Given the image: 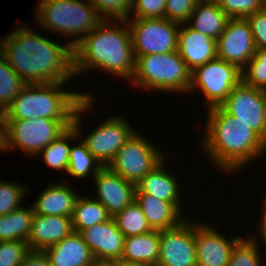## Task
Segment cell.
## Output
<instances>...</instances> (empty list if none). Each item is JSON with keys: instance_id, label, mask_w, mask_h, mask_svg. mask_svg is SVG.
Returning <instances> with one entry per match:
<instances>
[{"instance_id": "d6986e66", "label": "cell", "mask_w": 266, "mask_h": 266, "mask_svg": "<svg viewBox=\"0 0 266 266\" xmlns=\"http://www.w3.org/2000/svg\"><path fill=\"white\" fill-rule=\"evenodd\" d=\"M94 97H85L78 105L75 114L73 116L72 125L57 139L53 140L47 147L42 149L39 154L42 153L43 159L46 165L52 169L58 171L67 172L69 155H70V145L67 140L75 142V139H80V123L81 114L89 111L94 102Z\"/></svg>"}, {"instance_id": "3957f363", "label": "cell", "mask_w": 266, "mask_h": 266, "mask_svg": "<svg viewBox=\"0 0 266 266\" xmlns=\"http://www.w3.org/2000/svg\"><path fill=\"white\" fill-rule=\"evenodd\" d=\"M207 115L202 143L218 168L233 172L266 153V142L221 106L209 108Z\"/></svg>"}, {"instance_id": "83f0119b", "label": "cell", "mask_w": 266, "mask_h": 266, "mask_svg": "<svg viewBox=\"0 0 266 266\" xmlns=\"http://www.w3.org/2000/svg\"><path fill=\"white\" fill-rule=\"evenodd\" d=\"M111 216L106 208L95 198L78 196L72 215V227L74 232L80 233L82 230L93 225L108 221Z\"/></svg>"}, {"instance_id": "484cf974", "label": "cell", "mask_w": 266, "mask_h": 266, "mask_svg": "<svg viewBox=\"0 0 266 266\" xmlns=\"http://www.w3.org/2000/svg\"><path fill=\"white\" fill-rule=\"evenodd\" d=\"M229 17L219 7L216 0H199L189 18V26L215 40L223 33Z\"/></svg>"}, {"instance_id": "7402d4cb", "label": "cell", "mask_w": 266, "mask_h": 266, "mask_svg": "<svg viewBox=\"0 0 266 266\" xmlns=\"http://www.w3.org/2000/svg\"><path fill=\"white\" fill-rule=\"evenodd\" d=\"M165 162L166 157L138 182L135 193H145L171 202L181 212L179 183L175 176L164 168Z\"/></svg>"}, {"instance_id": "cb8c5ba5", "label": "cell", "mask_w": 266, "mask_h": 266, "mask_svg": "<svg viewBox=\"0 0 266 266\" xmlns=\"http://www.w3.org/2000/svg\"><path fill=\"white\" fill-rule=\"evenodd\" d=\"M135 201L143 211L153 230H165L177 227L185 218L171 203L145 193H135Z\"/></svg>"}, {"instance_id": "f546056e", "label": "cell", "mask_w": 266, "mask_h": 266, "mask_svg": "<svg viewBox=\"0 0 266 266\" xmlns=\"http://www.w3.org/2000/svg\"><path fill=\"white\" fill-rule=\"evenodd\" d=\"M25 85L0 53V116L10 107Z\"/></svg>"}, {"instance_id": "ba28073f", "label": "cell", "mask_w": 266, "mask_h": 266, "mask_svg": "<svg viewBox=\"0 0 266 266\" xmlns=\"http://www.w3.org/2000/svg\"><path fill=\"white\" fill-rule=\"evenodd\" d=\"M127 23L134 56L177 51L179 23L167 18H132Z\"/></svg>"}, {"instance_id": "4316f807", "label": "cell", "mask_w": 266, "mask_h": 266, "mask_svg": "<svg viewBox=\"0 0 266 266\" xmlns=\"http://www.w3.org/2000/svg\"><path fill=\"white\" fill-rule=\"evenodd\" d=\"M34 217L33 208H19L0 216V241H28Z\"/></svg>"}, {"instance_id": "4fadbf2b", "label": "cell", "mask_w": 266, "mask_h": 266, "mask_svg": "<svg viewBox=\"0 0 266 266\" xmlns=\"http://www.w3.org/2000/svg\"><path fill=\"white\" fill-rule=\"evenodd\" d=\"M125 118L115 116L105 119L87 137L83 138L88 151L106 167L113 160L117 151L130 139L135 130Z\"/></svg>"}, {"instance_id": "836d02e7", "label": "cell", "mask_w": 266, "mask_h": 266, "mask_svg": "<svg viewBox=\"0 0 266 266\" xmlns=\"http://www.w3.org/2000/svg\"><path fill=\"white\" fill-rule=\"evenodd\" d=\"M133 1L134 0H89L97 14L101 18L103 17V19L107 20H127Z\"/></svg>"}, {"instance_id": "277c9868", "label": "cell", "mask_w": 266, "mask_h": 266, "mask_svg": "<svg viewBox=\"0 0 266 266\" xmlns=\"http://www.w3.org/2000/svg\"><path fill=\"white\" fill-rule=\"evenodd\" d=\"M67 83L26 84L1 116V120H26L47 118L73 120L75 111L91 93L61 91Z\"/></svg>"}, {"instance_id": "4dcf8cb0", "label": "cell", "mask_w": 266, "mask_h": 266, "mask_svg": "<svg viewBox=\"0 0 266 266\" xmlns=\"http://www.w3.org/2000/svg\"><path fill=\"white\" fill-rule=\"evenodd\" d=\"M102 168L103 166L88 151L82 141H80L79 144L70 147L67 173L71 177L85 178L90 174V171L93 172L94 177Z\"/></svg>"}, {"instance_id": "44dd1931", "label": "cell", "mask_w": 266, "mask_h": 266, "mask_svg": "<svg viewBox=\"0 0 266 266\" xmlns=\"http://www.w3.org/2000/svg\"><path fill=\"white\" fill-rule=\"evenodd\" d=\"M51 266H95L91 250L78 232H72L53 246L44 250Z\"/></svg>"}, {"instance_id": "8fae6325", "label": "cell", "mask_w": 266, "mask_h": 266, "mask_svg": "<svg viewBox=\"0 0 266 266\" xmlns=\"http://www.w3.org/2000/svg\"><path fill=\"white\" fill-rule=\"evenodd\" d=\"M266 142V91L241 81L220 105Z\"/></svg>"}, {"instance_id": "1f68e13d", "label": "cell", "mask_w": 266, "mask_h": 266, "mask_svg": "<svg viewBox=\"0 0 266 266\" xmlns=\"http://www.w3.org/2000/svg\"><path fill=\"white\" fill-rule=\"evenodd\" d=\"M256 238L249 236L241 239L234 246L227 266H261Z\"/></svg>"}, {"instance_id": "2e32d148", "label": "cell", "mask_w": 266, "mask_h": 266, "mask_svg": "<svg viewBox=\"0 0 266 266\" xmlns=\"http://www.w3.org/2000/svg\"><path fill=\"white\" fill-rule=\"evenodd\" d=\"M241 239L235 236L227 240L209 224H195L197 266H227L234 246Z\"/></svg>"}, {"instance_id": "d6a6232c", "label": "cell", "mask_w": 266, "mask_h": 266, "mask_svg": "<svg viewBox=\"0 0 266 266\" xmlns=\"http://www.w3.org/2000/svg\"><path fill=\"white\" fill-rule=\"evenodd\" d=\"M242 81L266 91V49H256L254 56L242 70Z\"/></svg>"}, {"instance_id": "5bb4252c", "label": "cell", "mask_w": 266, "mask_h": 266, "mask_svg": "<svg viewBox=\"0 0 266 266\" xmlns=\"http://www.w3.org/2000/svg\"><path fill=\"white\" fill-rule=\"evenodd\" d=\"M217 58L243 70L254 56L256 47L250 23L246 18H230L216 40Z\"/></svg>"}, {"instance_id": "ac0fdd59", "label": "cell", "mask_w": 266, "mask_h": 266, "mask_svg": "<svg viewBox=\"0 0 266 266\" xmlns=\"http://www.w3.org/2000/svg\"><path fill=\"white\" fill-rule=\"evenodd\" d=\"M177 51L190 71L217 58L216 40L189 25L180 24Z\"/></svg>"}, {"instance_id": "6da1fadb", "label": "cell", "mask_w": 266, "mask_h": 266, "mask_svg": "<svg viewBox=\"0 0 266 266\" xmlns=\"http://www.w3.org/2000/svg\"><path fill=\"white\" fill-rule=\"evenodd\" d=\"M0 42V53L26 84L66 83L74 74V53L65 46L42 37L31 27H16Z\"/></svg>"}, {"instance_id": "d4e9b609", "label": "cell", "mask_w": 266, "mask_h": 266, "mask_svg": "<svg viewBox=\"0 0 266 266\" xmlns=\"http://www.w3.org/2000/svg\"><path fill=\"white\" fill-rule=\"evenodd\" d=\"M160 252V230L137 236H129L124 240L122 262L157 266Z\"/></svg>"}, {"instance_id": "ffe728a7", "label": "cell", "mask_w": 266, "mask_h": 266, "mask_svg": "<svg viewBox=\"0 0 266 266\" xmlns=\"http://www.w3.org/2000/svg\"><path fill=\"white\" fill-rule=\"evenodd\" d=\"M72 232V217L34 214L27 243L31 250L44 251Z\"/></svg>"}, {"instance_id": "ee69618b", "label": "cell", "mask_w": 266, "mask_h": 266, "mask_svg": "<svg viewBox=\"0 0 266 266\" xmlns=\"http://www.w3.org/2000/svg\"><path fill=\"white\" fill-rule=\"evenodd\" d=\"M95 266H108L106 263H97Z\"/></svg>"}, {"instance_id": "60d3db41", "label": "cell", "mask_w": 266, "mask_h": 266, "mask_svg": "<svg viewBox=\"0 0 266 266\" xmlns=\"http://www.w3.org/2000/svg\"><path fill=\"white\" fill-rule=\"evenodd\" d=\"M21 266H51L50 261L44 251L31 250Z\"/></svg>"}, {"instance_id": "e575fe53", "label": "cell", "mask_w": 266, "mask_h": 266, "mask_svg": "<svg viewBox=\"0 0 266 266\" xmlns=\"http://www.w3.org/2000/svg\"><path fill=\"white\" fill-rule=\"evenodd\" d=\"M26 187L0 180V216L21 208L20 203L28 189Z\"/></svg>"}, {"instance_id": "8992f818", "label": "cell", "mask_w": 266, "mask_h": 266, "mask_svg": "<svg viewBox=\"0 0 266 266\" xmlns=\"http://www.w3.org/2000/svg\"><path fill=\"white\" fill-rule=\"evenodd\" d=\"M135 57L132 82L144 89L189 92L191 71L178 51Z\"/></svg>"}, {"instance_id": "8d00e7d4", "label": "cell", "mask_w": 266, "mask_h": 266, "mask_svg": "<svg viewBox=\"0 0 266 266\" xmlns=\"http://www.w3.org/2000/svg\"><path fill=\"white\" fill-rule=\"evenodd\" d=\"M30 251L26 241H0V266H21Z\"/></svg>"}, {"instance_id": "d590c367", "label": "cell", "mask_w": 266, "mask_h": 266, "mask_svg": "<svg viewBox=\"0 0 266 266\" xmlns=\"http://www.w3.org/2000/svg\"><path fill=\"white\" fill-rule=\"evenodd\" d=\"M229 18H247L266 6V0H216Z\"/></svg>"}, {"instance_id": "7c38bea8", "label": "cell", "mask_w": 266, "mask_h": 266, "mask_svg": "<svg viewBox=\"0 0 266 266\" xmlns=\"http://www.w3.org/2000/svg\"><path fill=\"white\" fill-rule=\"evenodd\" d=\"M157 266H197L193 223L183 220L177 227L160 230Z\"/></svg>"}, {"instance_id": "52a82bcc", "label": "cell", "mask_w": 266, "mask_h": 266, "mask_svg": "<svg viewBox=\"0 0 266 266\" xmlns=\"http://www.w3.org/2000/svg\"><path fill=\"white\" fill-rule=\"evenodd\" d=\"M72 121L47 118L1 120L2 151L19 148L24 154L37 155L63 134Z\"/></svg>"}, {"instance_id": "f35d334b", "label": "cell", "mask_w": 266, "mask_h": 266, "mask_svg": "<svg viewBox=\"0 0 266 266\" xmlns=\"http://www.w3.org/2000/svg\"><path fill=\"white\" fill-rule=\"evenodd\" d=\"M167 0H134L131 12L134 18H165V8ZM133 10V11H132Z\"/></svg>"}, {"instance_id": "30bf717a", "label": "cell", "mask_w": 266, "mask_h": 266, "mask_svg": "<svg viewBox=\"0 0 266 266\" xmlns=\"http://www.w3.org/2000/svg\"><path fill=\"white\" fill-rule=\"evenodd\" d=\"M162 152L141 134L135 132L117 151L107 167L124 180L137 185L166 157Z\"/></svg>"}, {"instance_id": "e0dca14e", "label": "cell", "mask_w": 266, "mask_h": 266, "mask_svg": "<svg viewBox=\"0 0 266 266\" xmlns=\"http://www.w3.org/2000/svg\"><path fill=\"white\" fill-rule=\"evenodd\" d=\"M98 200L107 213L114 217L135 200L136 185L124 180L119 174L103 167L93 178Z\"/></svg>"}, {"instance_id": "5b68a950", "label": "cell", "mask_w": 266, "mask_h": 266, "mask_svg": "<svg viewBox=\"0 0 266 266\" xmlns=\"http://www.w3.org/2000/svg\"><path fill=\"white\" fill-rule=\"evenodd\" d=\"M41 0L38 8V23L46 31L73 36L68 42L74 47L103 20L87 0ZM77 38H74L77 36Z\"/></svg>"}, {"instance_id": "74e56055", "label": "cell", "mask_w": 266, "mask_h": 266, "mask_svg": "<svg viewBox=\"0 0 266 266\" xmlns=\"http://www.w3.org/2000/svg\"><path fill=\"white\" fill-rule=\"evenodd\" d=\"M199 0H167L165 18L179 24L188 25L192 14Z\"/></svg>"}, {"instance_id": "9a60e30c", "label": "cell", "mask_w": 266, "mask_h": 266, "mask_svg": "<svg viewBox=\"0 0 266 266\" xmlns=\"http://www.w3.org/2000/svg\"><path fill=\"white\" fill-rule=\"evenodd\" d=\"M97 263L121 260L125 236L111 217L104 223L88 227L80 232Z\"/></svg>"}, {"instance_id": "f1b7e54d", "label": "cell", "mask_w": 266, "mask_h": 266, "mask_svg": "<svg viewBox=\"0 0 266 266\" xmlns=\"http://www.w3.org/2000/svg\"><path fill=\"white\" fill-rule=\"evenodd\" d=\"M113 219L125 238L149 233L153 230L135 200L117 213Z\"/></svg>"}, {"instance_id": "603a6c76", "label": "cell", "mask_w": 266, "mask_h": 266, "mask_svg": "<svg viewBox=\"0 0 266 266\" xmlns=\"http://www.w3.org/2000/svg\"><path fill=\"white\" fill-rule=\"evenodd\" d=\"M66 185L64 183H53V185L45 188L34 205L32 204L34 214L72 217L74 205L79 195Z\"/></svg>"}, {"instance_id": "7a4b0ae2", "label": "cell", "mask_w": 266, "mask_h": 266, "mask_svg": "<svg viewBox=\"0 0 266 266\" xmlns=\"http://www.w3.org/2000/svg\"><path fill=\"white\" fill-rule=\"evenodd\" d=\"M73 53L75 76L98 68L129 81L134 77L135 57L127 20L103 19L74 47Z\"/></svg>"}, {"instance_id": "ab89813d", "label": "cell", "mask_w": 266, "mask_h": 266, "mask_svg": "<svg viewBox=\"0 0 266 266\" xmlns=\"http://www.w3.org/2000/svg\"><path fill=\"white\" fill-rule=\"evenodd\" d=\"M246 19L250 23L256 49H266V6Z\"/></svg>"}, {"instance_id": "9c48e42d", "label": "cell", "mask_w": 266, "mask_h": 266, "mask_svg": "<svg viewBox=\"0 0 266 266\" xmlns=\"http://www.w3.org/2000/svg\"><path fill=\"white\" fill-rule=\"evenodd\" d=\"M241 81L242 70L225 60L215 58L191 71L189 93L194 89L202 90L208 108H212L220 106Z\"/></svg>"}, {"instance_id": "b9f144b4", "label": "cell", "mask_w": 266, "mask_h": 266, "mask_svg": "<svg viewBox=\"0 0 266 266\" xmlns=\"http://www.w3.org/2000/svg\"><path fill=\"white\" fill-rule=\"evenodd\" d=\"M265 201H266V199H265ZM264 201V208H263V210H262V220H261V222H260V229L259 230H261L260 232V234L259 235H261V238H263L262 240L263 241H265V244H266V202Z\"/></svg>"}, {"instance_id": "7bdbcfd3", "label": "cell", "mask_w": 266, "mask_h": 266, "mask_svg": "<svg viewBox=\"0 0 266 266\" xmlns=\"http://www.w3.org/2000/svg\"><path fill=\"white\" fill-rule=\"evenodd\" d=\"M108 266H145V265H141V264H133V263H126V262H122V261H112L109 263H106Z\"/></svg>"}]
</instances>
